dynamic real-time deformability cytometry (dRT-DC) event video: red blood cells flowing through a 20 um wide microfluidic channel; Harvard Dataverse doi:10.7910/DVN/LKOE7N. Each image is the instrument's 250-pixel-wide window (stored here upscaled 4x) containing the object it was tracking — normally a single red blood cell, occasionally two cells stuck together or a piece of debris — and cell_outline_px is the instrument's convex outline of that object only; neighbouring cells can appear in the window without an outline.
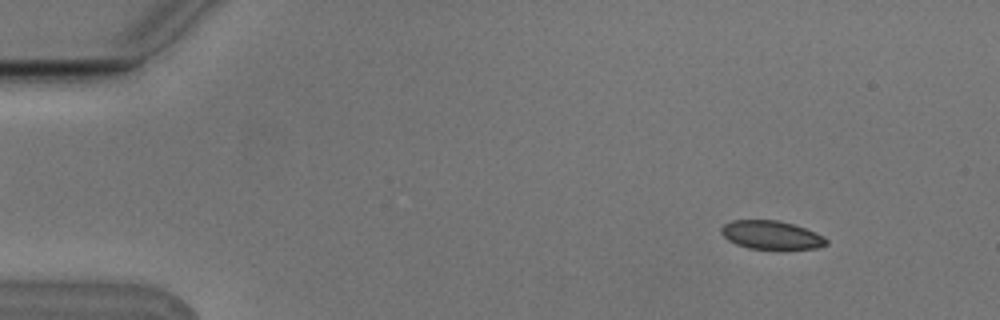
{"species": "Egyptian fruit bat (a non-hibernating species)", "species_latin": "Rousettus aegyptiacus", "temperature_condition": "cold", "stored_images_in_passage": 4, "camera_frame_rate_fps": 3000, "um_per_image_px": 0.085, "animal": {"sex": "male"}, "frame": {"image": 1, "passage_image": 1, "time_ms": 0.0, "image_size_px": [1000, 320], "cell_outline_px": [[828, 244], [816, 248], [784, 252], [776, 252], [748, 248], [736, 244], [728, 240], [720, 232], [720, 228], [724, 224], [732, 220], [780, 220], [816, 232], [824, 236], [828, 240]], "centroid_in_image_um": [65.6, 20.03], "position_along_channel_um": 19.4, "area_um2": 18.38}}
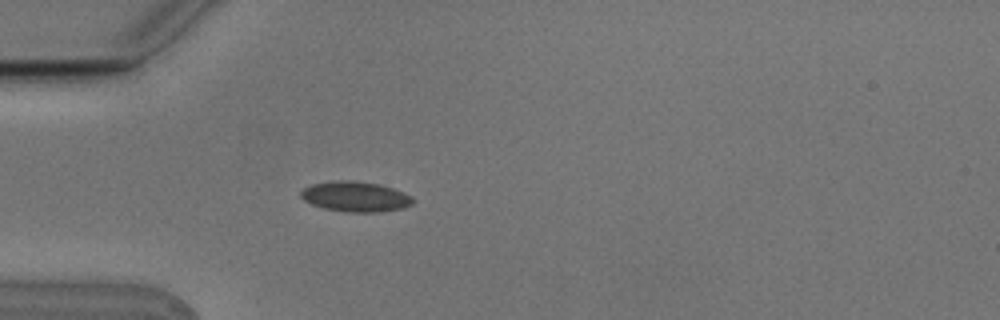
{"frame": {"image": 2, "passage_image": 4, "time_ms": 1.0, "image_size_px": [1000, 320], "cell_outline_px": [[412, 204], [404, 208], [376, 212], [344, 212], [324, 208], [312, 204], [304, 200], [300, 196], [300, 192], [304, 188], [312, 184], [332, 180], [352, 180], [380, 184], [404, 192], [412, 196]], "centroid_in_image_um": [30.2, 16.7], "position_along_channel_um": 54.8, "area_um2": 19.83}}